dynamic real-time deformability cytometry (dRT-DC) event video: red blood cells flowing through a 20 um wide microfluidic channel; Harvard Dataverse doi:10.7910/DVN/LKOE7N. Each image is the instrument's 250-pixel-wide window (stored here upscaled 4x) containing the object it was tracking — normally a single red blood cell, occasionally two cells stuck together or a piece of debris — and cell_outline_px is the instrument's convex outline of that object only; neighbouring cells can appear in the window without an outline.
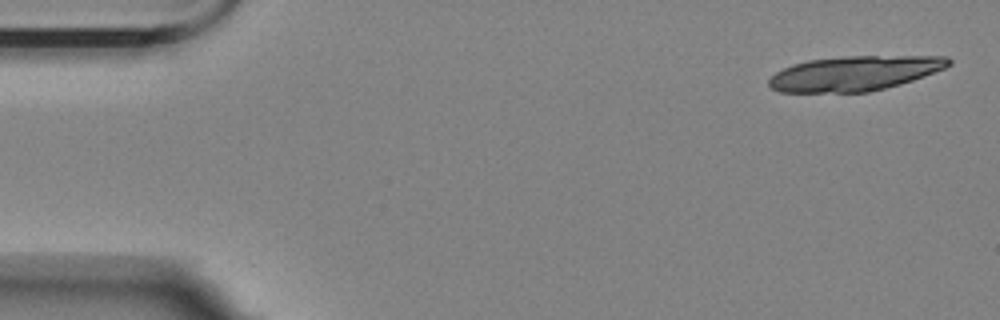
{"species": "Egyptian fruit bat (a non-hibernating species)", "species_latin": "Rousettus aegyptiacus", "temperature_condition": "room temperature", "stored_images_in_passage": 4, "camera_frame_rate_fps": 3000, "um_per_image_px": 0.085, "animal": {"sex": "female"}, "frame": {"image": 1, "passage_image": 1, "time_ms": 0.0, "image_size_px": [1000, 320], "cell_outline_px": [[952, 64], [944, 68], [912, 80], [900, 84], [868, 92], [780, 92], [772, 88], [768, 84], [768, 80], [776, 72], [792, 64], [808, 60], [844, 56], [948, 56], [952, 60]], "centroid_in_image_um": [72.64, 6.22], "position_along_channel_um": 12.4, "area_um2": 36.3}}